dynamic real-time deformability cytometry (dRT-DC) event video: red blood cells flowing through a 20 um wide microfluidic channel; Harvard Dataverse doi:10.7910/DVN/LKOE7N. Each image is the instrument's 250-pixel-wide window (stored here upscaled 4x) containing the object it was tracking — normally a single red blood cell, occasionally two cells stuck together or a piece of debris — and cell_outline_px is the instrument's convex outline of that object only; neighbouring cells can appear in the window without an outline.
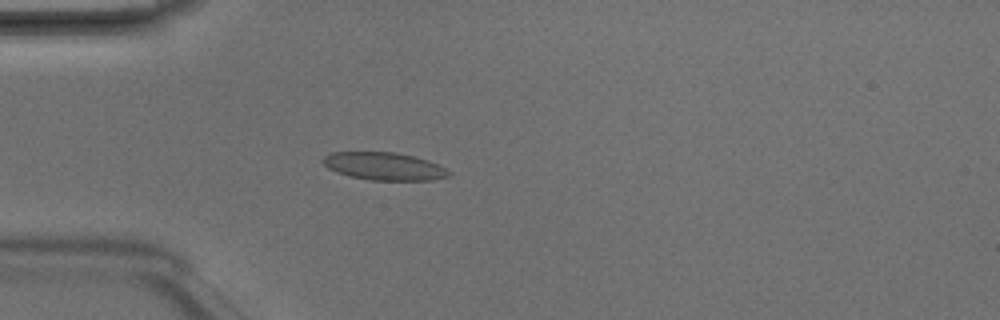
{"species": "Egyptian fruit bat (a non-hibernating species)", "species_latin": "Rousettus aegyptiacus", "temperature_condition": "room temperature", "stored_images_in_passage": 3, "camera_frame_rate_fps": 3000, "um_per_image_px": 0.085, "animal": {"sex": "male"}, "frame": {"image": 1, "passage_image": 3, "time_ms": 0.667, "image_size_px": [1000, 320], "cell_outline_px": [[452, 176], [432, 180], [368, 180], [348, 176], [336, 172], [328, 168], [320, 160], [324, 156], [332, 152], [396, 152], [428, 160], [440, 164], [452, 172]], "centroid_in_image_um": [32.68, 14.14], "position_along_channel_um": 52.3, "area_um2": 20.63}}